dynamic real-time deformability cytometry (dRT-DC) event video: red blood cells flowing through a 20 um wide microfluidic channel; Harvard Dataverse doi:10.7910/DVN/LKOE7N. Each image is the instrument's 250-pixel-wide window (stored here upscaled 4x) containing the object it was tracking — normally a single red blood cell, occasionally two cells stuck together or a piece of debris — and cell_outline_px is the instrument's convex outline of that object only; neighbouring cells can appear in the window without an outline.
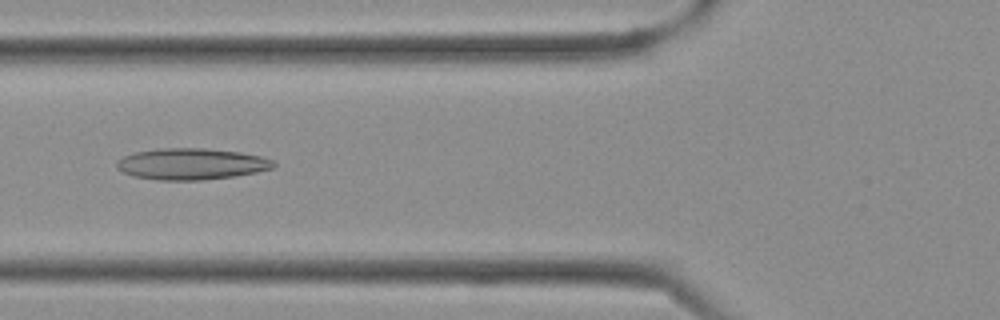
{"species": "Egyptian fruit bat (a non-hibernating species)", "species_latin": "Rousettus aegyptiacus", "temperature_condition": "cold", "stored_images_in_passage": 34, "camera_frame_rate_fps": 3000, "um_per_image_px": 0.085, "frame": {"image": 1, "passage_image": 11, "time_ms": 3.333, "image_size_px": [1000, 320], "cell_outline_px": [[276, 164], [272, 168], [256, 172], [236, 176], [204, 180], [156, 180], [132, 176], [116, 168], [116, 160], [124, 156], [136, 152], [160, 148], [204, 148], [240, 152], [260, 156], [272, 160]], "centroid_in_image_um": [16.24, 13.94], "position_along_channel_um": 109.6, "area_um2": 28.73}}
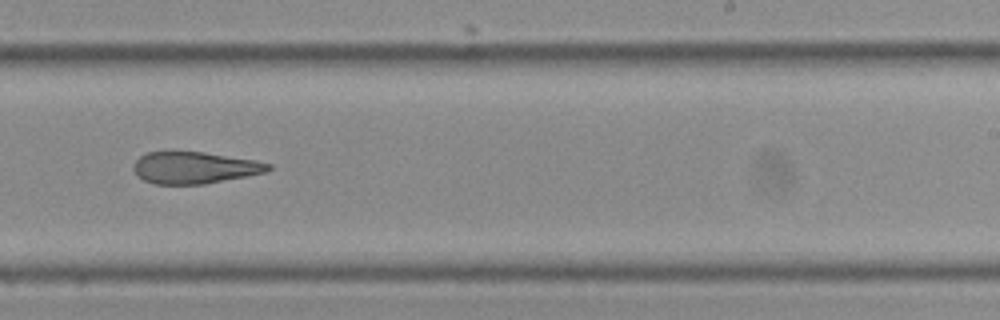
{"frame": {"image": 2, "passage_image": 20, "time_ms": 6.333, "image_size_px": [1000, 320], "cell_outline_px": [[272, 168], [268, 172], [204, 184], [152, 184], [136, 176], [132, 168], [132, 164], [140, 156], [148, 152], [168, 148], [204, 152], [256, 160], [272, 164]], "centroid_in_image_um": [16.47, 14.21], "position_along_channel_um": 272.5, "area_um2": 25.95}}
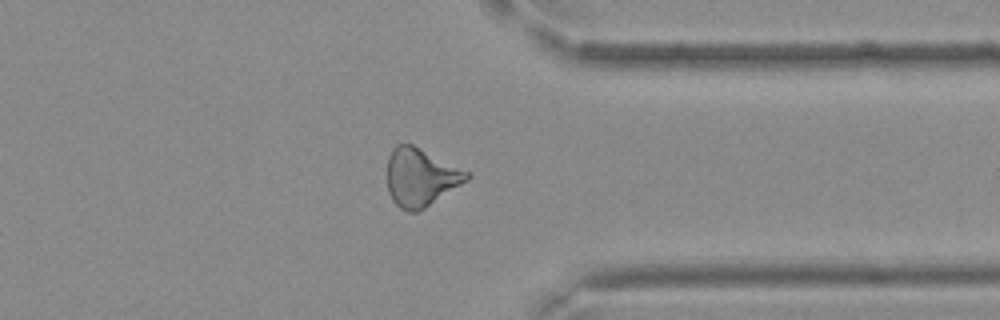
{"frame": {"image": 3, "passage_image": 26, "time_ms": 8.333, "image_size_px": [1000, 320], "cell_outline_px": [[472, 176], [468, 180], [424, 208], [416, 212], [408, 212], [400, 208], [392, 200], [388, 192], [388, 156], [392, 148], [396, 144], [412, 144], [472, 172]], "centroid_in_image_um": [35.77, 15.05], "position_along_channel_um": 375.6, "area_um2": 27.05}}